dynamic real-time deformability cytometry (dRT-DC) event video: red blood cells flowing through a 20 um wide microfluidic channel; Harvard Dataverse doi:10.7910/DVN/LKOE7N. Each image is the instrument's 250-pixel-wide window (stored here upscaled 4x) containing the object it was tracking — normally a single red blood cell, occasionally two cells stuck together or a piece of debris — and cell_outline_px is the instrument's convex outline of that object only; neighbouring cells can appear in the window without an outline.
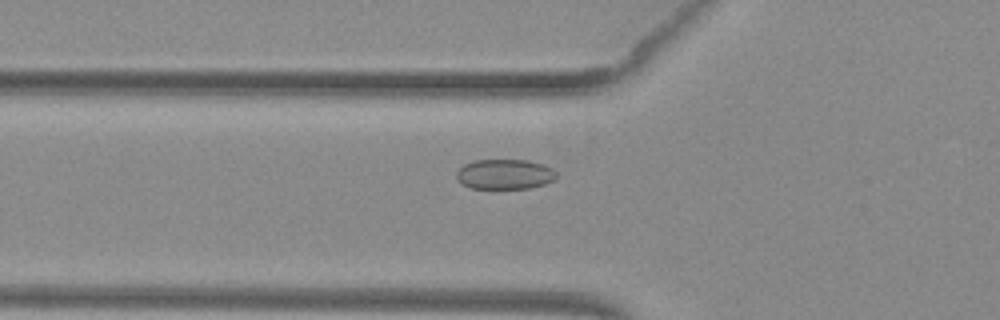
{"species": "common noctule bat (a hibernating species)", "species_latin": "Nyctalus noctula", "temperature_condition": "warm", "stored_images_in_passage": 36, "camera_frame_rate_fps": 3000, "um_per_image_px": 0.085, "animal": {"sex": "female", "body_mass_g": 29.2, "forearm_length_mm": 56.3}, "frame": {"image": 1, "passage_image": 3, "time_ms": 0.667, "image_size_px": [1000, 320], "cell_outline_px": [[556, 180], [544, 184], [528, 188], [472, 188], [460, 184], [456, 180], [456, 172], [464, 164], [472, 160], [528, 160], [544, 164], [552, 168], [556, 172]], "centroid_in_image_um": [42.89, 14.8], "position_along_channel_um": 82.9, "area_um2": 17.69}}
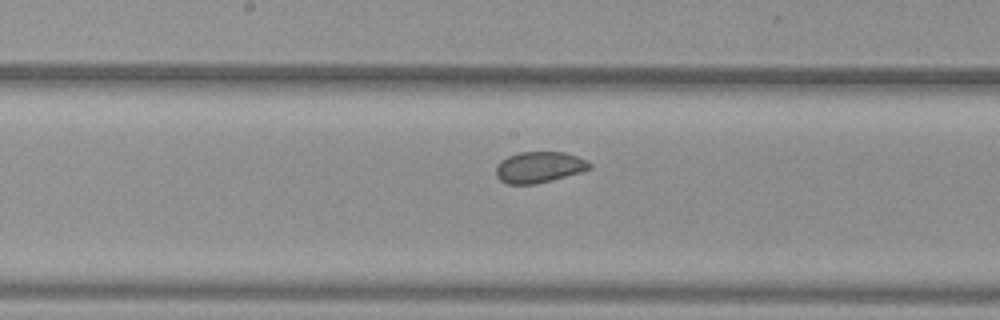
{"frame": {"image": 2, "passage_image": 12, "time_ms": 3.667, "image_size_px": [1000, 320], "cell_outline_px": [[592, 168], [580, 172], [532, 184], [508, 184], [500, 180], [496, 176], [496, 164], [500, 160], [508, 156], [520, 152], [564, 152], [588, 160], [592, 164]], "centroid_in_image_um": [45.81, 14.19], "position_along_channel_um": 202.4, "area_um2": 16.82}}
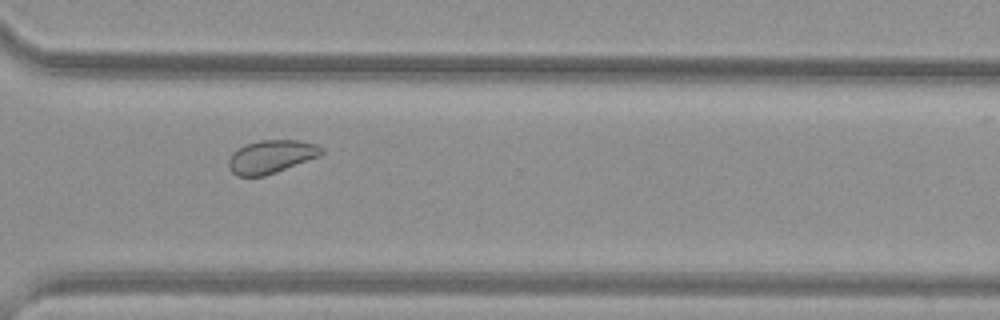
{"frame": {"image": 3, "passage_image": 23, "time_ms": 7.333, "image_size_px": [1000, 320], "cell_outline_px": [[324, 152], [320, 156], [276, 172], [264, 176], [236, 176], [228, 168], [228, 160], [232, 152], [248, 144], [260, 140], [300, 140], [316, 144], [324, 148]], "centroid_in_image_um": [23.06, 13.32], "position_along_channel_um": 347.5, "area_um2": 17.98}, "authors_computed_cell_mechanics": {"area_um2": 17.8024, "velocity_mm_per_s": 3.9641, "shape_relaxation_time_tau1_ms": 1.6302, "shape_relaxation_time_tau2_ms": 1.2165, "deformation_change_tau1": 0.0407, "deformation_change_tau2": 0.0439}}